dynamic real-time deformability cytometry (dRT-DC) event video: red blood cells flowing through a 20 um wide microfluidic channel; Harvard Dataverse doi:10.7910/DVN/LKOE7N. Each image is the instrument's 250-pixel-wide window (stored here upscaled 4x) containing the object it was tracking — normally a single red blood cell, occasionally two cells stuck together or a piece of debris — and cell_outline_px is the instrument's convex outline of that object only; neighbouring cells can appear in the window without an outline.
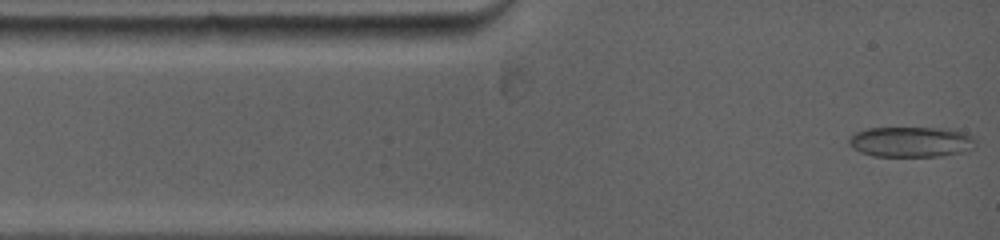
{"species": "common noctule bat (a hibernating species)", "species_latin": "Nyctalus noctula", "temperature_condition": "warm", "stored_images_in_passage": 78, "camera_frame_rate_fps": 5000, "um_per_image_px": 0.085, "animal": {"sex": "female", "body_mass_g": 19.0, "forearm_length_mm": 53.3}, "frame": {"image": 1, "passage_image": 1, "time_ms": 0.0, "image_size_px": [1000, 240], "cell_outline_px": [[976, 144], [972, 148], [964, 152], [940, 156], [876, 156], [860, 152], [852, 148], [848, 144], [848, 140], [856, 132], [868, 128], [952, 128], [964, 132], [972, 136], [976, 140]], "centroid_in_image_um": [77.47, 12.05], "position_along_channel_um": 7.5, "area_um2": 22.6}}
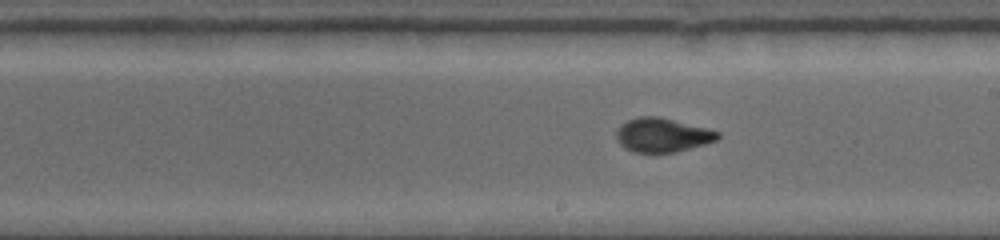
{"frame": {"image": 2, "passage_image": 52, "time_ms": 6.8, "image_size_px": [1000, 240], "cell_outline_px": [[720, 136], [716, 140], [704, 144], [676, 152], [632, 152], [624, 148], [616, 140], [616, 132], [628, 120], [640, 116], [656, 116], [720, 132]], "centroid_in_image_um": [56.27, 11.49], "position_along_channel_um": 232.7, "area_um2": 19.65}}
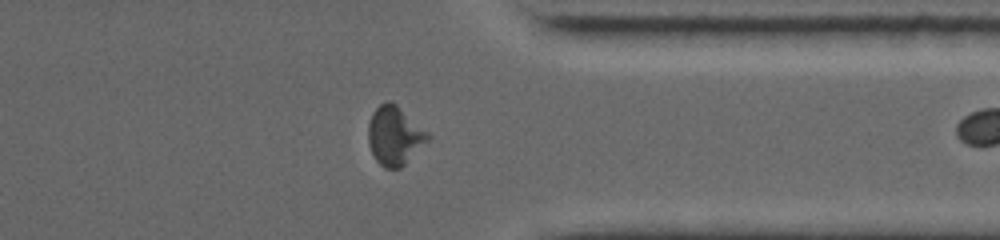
{"frame": {"image": 3, "passage_image": 77, "time_ms": 10.6, "image_size_px": [1000, 240], "cell_outline_px": [[432, 136], [400, 168], [384, 168], [376, 160], [368, 144], [368, 124], [372, 112], [380, 104], [388, 100], [396, 104], [428, 132]], "centroid_in_image_um": [33.52, 11.52], "position_along_channel_um": 377.9, "area_um2": 20.23}}